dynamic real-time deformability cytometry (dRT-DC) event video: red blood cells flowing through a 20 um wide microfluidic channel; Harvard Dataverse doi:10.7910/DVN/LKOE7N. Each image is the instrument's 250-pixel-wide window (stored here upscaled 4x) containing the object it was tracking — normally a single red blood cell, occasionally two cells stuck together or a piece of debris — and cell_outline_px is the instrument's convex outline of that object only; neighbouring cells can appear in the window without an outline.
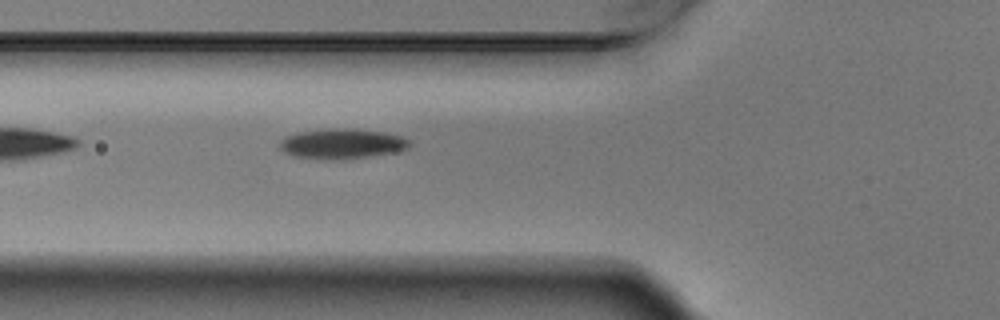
{"species": "Egyptian fruit bat (a non-hibernating species)", "species_latin": "Rousettus aegyptiacus", "temperature_condition": "warm", "stored_images_in_passage": 3, "segment_of_instrument_passage": [1, 2], "camera_frame_rate_fps": 3000, "um_per_image_px": 0.085, "animal": {"sex": "male"}, "frame": {"image": 1, "passage_image": 2, "time_ms": 0.333, "image_size_px": [1000, 320], "cell_outline_px": [[412, 144], [408, 148], [392, 152], [344, 160], [320, 160], [292, 156], [284, 152], [280, 148], [280, 140], [296, 132], [336, 128], [352, 128], [380, 132], [400, 136], [408, 140]], "centroid_in_image_um": [29.01, 12.23], "position_along_channel_um": 96.8, "area_um2": 22.77}}